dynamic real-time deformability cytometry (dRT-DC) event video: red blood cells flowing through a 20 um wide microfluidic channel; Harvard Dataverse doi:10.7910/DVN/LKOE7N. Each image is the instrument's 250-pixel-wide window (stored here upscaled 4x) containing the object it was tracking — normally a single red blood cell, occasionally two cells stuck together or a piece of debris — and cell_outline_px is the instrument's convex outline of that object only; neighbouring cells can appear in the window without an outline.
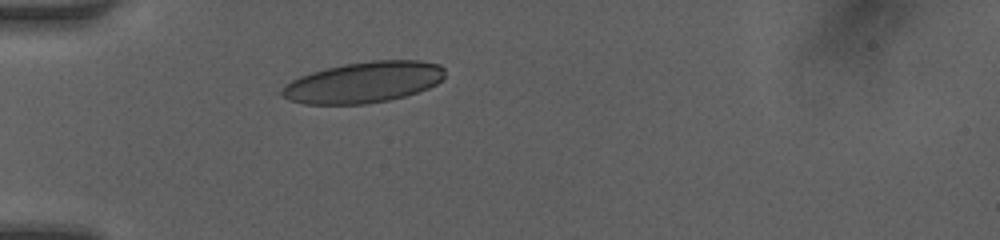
{"species": "human", "species_latin": "Homo sapiens", "temperature_condition": "room temperature", "stored_images_in_passage": 28, "camera_frame_rate_fps": 3000, "um_per_image_px": 0.085, "donor": {"sex": "female"}, "frame": {"image": 1, "passage_image": 1, "time_ms": 0.0, "image_size_px": [1000, 240], "cell_outline_px": [[444, 76], [436, 84], [428, 88], [404, 96], [388, 100], [364, 104], [304, 104], [288, 100], [276, 92], [292, 80], [300, 76], [324, 68], [344, 64], [372, 60], [420, 60], [440, 64], [444, 68]], "centroid_in_image_um": [30.87, 6.99], "position_along_channel_um": 54.1, "area_um2": 39.07}}
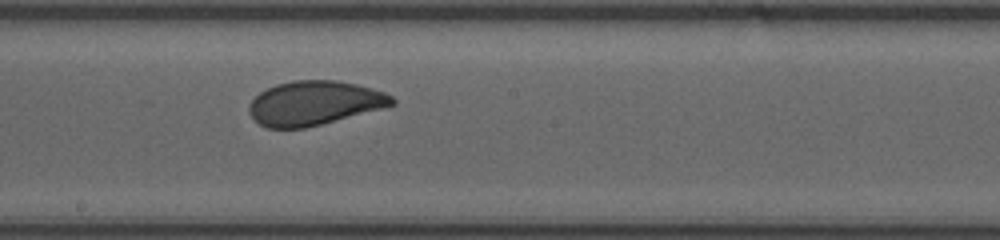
{"frame": {"image": 2, "passage_image": 14, "time_ms": 4.333, "image_size_px": [1000, 240], "cell_outline_px": [[396, 104], [320, 124], [304, 128], [268, 128], [260, 124], [252, 116], [248, 108], [252, 100], [260, 92], [276, 84], [292, 80], [336, 80], [356, 84], [372, 88], [384, 92], [392, 96], [396, 100]], "centroid_in_image_um": [26.72, 8.75], "position_along_channel_um": 221.5, "area_um2": 36.41}}
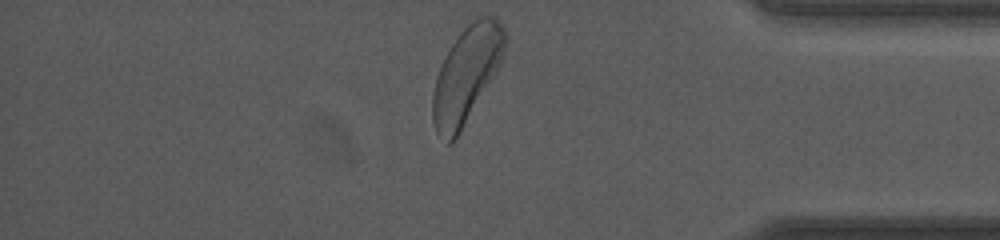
{"frame": {"image": 3, "passage_image": 28, "time_ms": 9.0, "image_size_px": [1000, 240], "cell_outline_px": [[508, 40], [500, 64], [460, 132], [452, 144], [448, 144], [436, 132], [432, 120], [432, 92], [436, 76], [440, 64], [452, 44], [460, 32], [468, 24], [480, 16], [496, 16], [500, 20], [504, 28]], "centroid_in_image_um": [39.64, 6.32], "position_along_channel_um": 395.6, "area_um2": 40.34}, "authors_computed_cell_mechanics": {"area_um2": 37.5122, "velocity_mm_per_s": 4.1958, "shape_relaxation_time_tau1_ms": 2.1744, "shape_relaxation_time_tau2_ms": 0.8441, "deformation_change_tau1": 0.1179, "deformation_change_tau2": 0.0681}}